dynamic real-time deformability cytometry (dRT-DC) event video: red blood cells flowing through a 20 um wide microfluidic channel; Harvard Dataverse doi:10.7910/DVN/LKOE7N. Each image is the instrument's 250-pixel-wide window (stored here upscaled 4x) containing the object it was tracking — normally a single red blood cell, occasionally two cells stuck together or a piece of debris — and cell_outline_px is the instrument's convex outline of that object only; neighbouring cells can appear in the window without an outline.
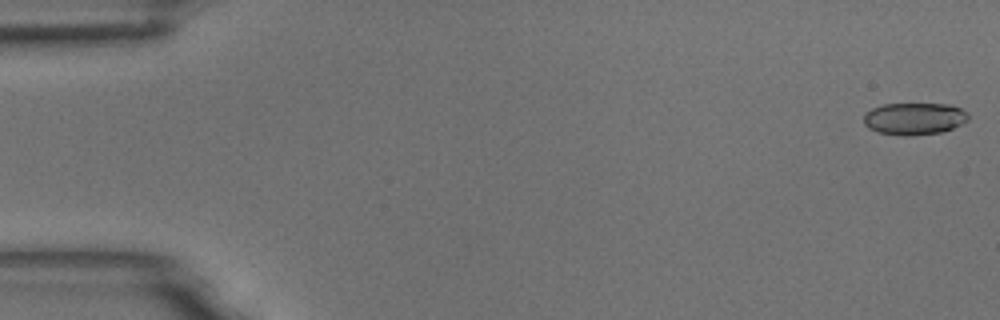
{"species": "common noctule bat (a hibernating species)", "species_latin": "Nyctalus noctula", "temperature_condition": "room temperature", "stored_images_in_passage": 54, "camera_frame_rate_fps": 3000, "um_per_image_px": 0.085, "animal": {"sex": "male", "body_mass_g": 18.8}, "frame": {"image": 1, "passage_image": 1, "time_ms": 0.0, "image_size_px": [1000, 320], "cell_outline_px": [[968, 120], [952, 128], [940, 132], [908, 136], [904, 136], [880, 132], [868, 128], [864, 124], [864, 116], [872, 108], [884, 104], [948, 104], [960, 108], [968, 112]], "centroid_in_image_um": [77.72, 10.08], "position_along_channel_um": 7.3, "area_um2": 19.36}}
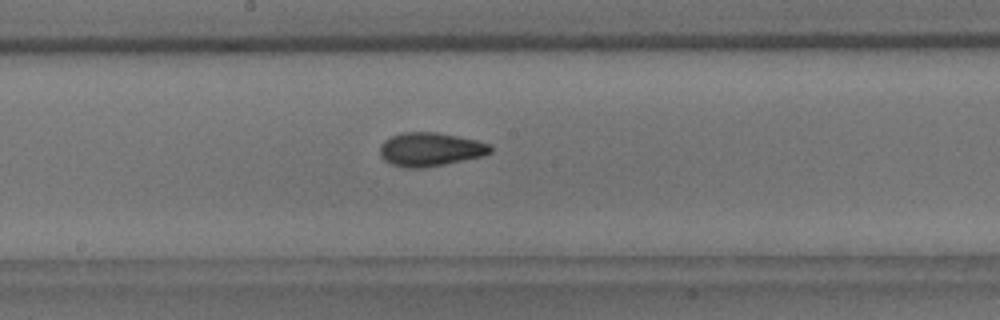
{"frame": {"image": 2, "passage_image": 30, "time_ms": 9.667, "image_size_px": [1000, 320], "cell_outline_px": [[492, 152], [484, 156], [424, 168], [408, 168], [392, 164], [384, 160], [380, 156], [380, 144], [384, 140], [400, 132], [436, 132], [476, 140], [492, 144]], "centroid_in_image_um": [36.58, 12.69], "position_along_channel_um": 211.6, "area_um2": 21.79}}
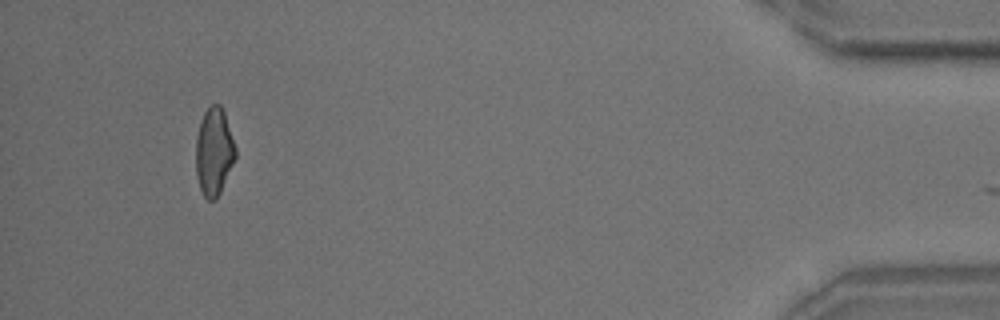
{"frame": {"image": 3, "passage_image": 53, "time_ms": 17.333, "image_size_px": [1000, 320], "cell_outline_px": [[236, 156], [220, 192], [216, 200], [208, 200], [204, 196], [200, 188], [196, 176], [196, 136], [200, 120], [204, 112], [212, 104], [220, 104], [224, 112], [236, 148]], "centroid_in_image_um": [18.17, 12.89], "position_along_channel_um": 417.0, "area_um2": 20.17}}